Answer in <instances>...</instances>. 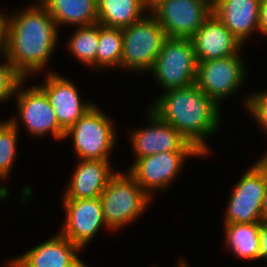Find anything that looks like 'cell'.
Instances as JSON below:
<instances>
[{"label":"cell","instance_id":"cell-18","mask_svg":"<svg viewBox=\"0 0 267 267\" xmlns=\"http://www.w3.org/2000/svg\"><path fill=\"white\" fill-rule=\"evenodd\" d=\"M63 199H91L100 197L110 179L117 173L108 160L78 161Z\"/></svg>","mask_w":267,"mask_h":267},{"label":"cell","instance_id":"cell-6","mask_svg":"<svg viewBox=\"0 0 267 267\" xmlns=\"http://www.w3.org/2000/svg\"><path fill=\"white\" fill-rule=\"evenodd\" d=\"M197 66L191 39L167 37L149 74L164 91L187 88L195 84Z\"/></svg>","mask_w":267,"mask_h":267},{"label":"cell","instance_id":"cell-24","mask_svg":"<svg viewBox=\"0 0 267 267\" xmlns=\"http://www.w3.org/2000/svg\"><path fill=\"white\" fill-rule=\"evenodd\" d=\"M19 132L9 119L0 125V180L9 178L12 171L17 155Z\"/></svg>","mask_w":267,"mask_h":267},{"label":"cell","instance_id":"cell-13","mask_svg":"<svg viewBox=\"0 0 267 267\" xmlns=\"http://www.w3.org/2000/svg\"><path fill=\"white\" fill-rule=\"evenodd\" d=\"M146 112L149 126L130 130L134 162L160 152L198 151L172 125L160 119L151 109L148 108Z\"/></svg>","mask_w":267,"mask_h":267},{"label":"cell","instance_id":"cell-30","mask_svg":"<svg viewBox=\"0 0 267 267\" xmlns=\"http://www.w3.org/2000/svg\"><path fill=\"white\" fill-rule=\"evenodd\" d=\"M262 217L263 221L267 222V189L262 203Z\"/></svg>","mask_w":267,"mask_h":267},{"label":"cell","instance_id":"cell-10","mask_svg":"<svg viewBox=\"0 0 267 267\" xmlns=\"http://www.w3.org/2000/svg\"><path fill=\"white\" fill-rule=\"evenodd\" d=\"M245 67L239 52L220 59L198 62L195 85L218 105L245 83Z\"/></svg>","mask_w":267,"mask_h":267},{"label":"cell","instance_id":"cell-11","mask_svg":"<svg viewBox=\"0 0 267 267\" xmlns=\"http://www.w3.org/2000/svg\"><path fill=\"white\" fill-rule=\"evenodd\" d=\"M189 156L204 157L199 151L160 152L137 159L127 172L153 198L154 191L168 188L177 179Z\"/></svg>","mask_w":267,"mask_h":267},{"label":"cell","instance_id":"cell-25","mask_svg":"<svg viewBox=\"0 0 267 267\" xmlns=\"http://www.w3.org/2000/svg\"><path fill=\"white\" fill-rule=\"evenodd\" d=\"M1 56L5 60L0 64V104L14 97L17 85L23 80L4 51Z\"/></svg>","mask_w":267,"mask_h":267},{"label":"cell","instance_id":"cell-32","mask_svg":"<svg viewBox=\"0 0 267 267\" xmlns=\"http://www.w3.org/2000/svg\"><path fill=\"white\" fill-rule=\"evenodd\" d=\"M6 266L7 267H22L14 258L11 260H8V262L6 261Z\"/></svg>","mask_w":267,"mask_h":267},{"label":"cell","instance_id":"cell-19","mask_svg":"<svg viewBox=\"0 0 267 267\" xmlns=\"http://www.w3.org/2000/svg\"><path fill=\"white\" fill-rule=\"evenodd\" d=\"M58 27L90 26L98 23L97 0H38Z\"/></svg>","mask_w":267,"mask_h":267},{"label":"cell","instance_id":"cell-3","mask_svg":"<svg viewBox=\"0 0 267 267\" xmlns=\"http://www.w3.org/2000/svg\"><path fill=\"white\" fill-rule=\"evenodd\" d=\"M126 172L117 171L100 195L105 223L110 231L119 230L136 221L152 201Z\"/></svg>","mask_w":267,"mask_h":267},{"label":"cell","instance_id":"cell-2","mask_svg":"<svg viewBox=\"0 0 267 267\" xmlns=\"http://www.w3.org/2000/svg\"><path fill=\"white\" fill-rule=\"evenodd\" d=\"M150 105L160 119L172 125L205 157L210 155L209 138L219 129L220 105L206 96L195 84L170 89Z\"/></svg>","mask_w":267,"mask_h":267},{"label":"cell","instance_id":"cell-12","mask_svg":"<svg viewBox=\"0 0 267 267\" xmlns=\"http://www.w3.org/2000/svg\"><path fill=\"white\" fill-rule=\"evenodd\" d=\"M65 222L59 233L78 245L82 250L105 227L100 197L91 199H62Z\"/></svg>","mask_w":267,"mask_h":267},{"label":"cell","instance_id":"cell-15","mask_svg":"<svg viewBox=\"0 0 267 267\" xmlns=\"http://www.w3.org/2000/svg\"><path fill=\"white\" fill-rule=\"evenodd\" d=\"M197 62L236 55L244 46L212 13L191 38Z\"/></svg>","mask_w":267,"mask_h":267},{"label":"cell","instance_id":"cell-34","mask_svg":"<svg viewBox=\"0 0 267 267\" xmlns=\"http://www.w3.org/2000/svg\"><path fill=\"white\" fill-rule=\"evenodd\" d=\"M158 0H144L145 4L150 8L153 4H155Z\"/></svg>","mask_w":267,"mask_h":267},{"label":"cell","instance_id":"cell-17","mask_svg":"<svg viewBox=\"0 0 267 267\" xmlns=\"http://www.w3.org/2000/svg\"><path fill=\"white\" fill-rule=\"evenodd\" d=\"M262 0H216L212 13L243 44L251 38L253 31H259Z\"/></svg>","mask_w":267,"mask_h":267},{"label":"cell","instance_id":"cell-26","mask_svg":"<svg viewBox=\"0 0 267 267\" xmlns=\"http://www.w3.org/2000/svg\"><path fill=\"white\" fill-rule=\"evenodd\" d=\"M244 107L249 111V116L258 122L267 134V91H258L246 97Z\"/></svg>","mask_w":267,"mask_h":267},{"label":"cell","instance_id":"cell-16","mask_svg":"<svg viewBox=\"0 0 267 267\" xmlns=\"http://www.w3.org/2000/svg\"><path fill=\"white\" fill-rule=\"evenodd\" d=\"M82 249L59 232L14 259L22 267H88L78 256Z\"/></svg>","mask_w":267,"mask_h":267},{"label":"cell","instance_id":"cell-14","mask_svg":"<svg viewBox=\"0 0 267 267\" xmlns=\"http://www.w3.org/2000/svg\"><path fill=\"white\" fill-rule=\"evenodd\" d=\"M43 82L37 86L46 94L59 126L65 132L95 105L84 102L75 83L52 70Z\"/></svg>","mask_w":267,"mask_h":267},{"label":"cell","instance_id":"cell-21","mask_svg":"<svg viewBox=\"0 0 267 267\" xmlns=\"http://www.w3.org/2000/svg\"><path fill=\"white\" fill-rule=\"evenodd\" d=\"M225 246L237 256L246 261L258 260L260 223L224 224Z\"/></svg>","mask_w":267,"mask_h":267},{"label":"cell","instance_id":"cell-27","mask_svg":"<svg viewBox=\"0 0 267 267\" xmlns=\"http://www.w3.org/2000/svg\"><path fill=\"white\" fill-rule=\"evenodd\" d=\"M258 259L267 262V222L264 221L260 223Z\"/></svg>","mask_w":267,"mask_h":267},{"label":"cell","instance_id":"cell-9","mask_svg":"<svg viewBox=\"0 0 267 267\" xmlns=\"http://www.w3.org/2000/svg\"><path fill=\"white\" fill-rule=\"evenodd\" d=\"M150 14L163 27L166 37L191 39L212 14L209 0H158Z\"/></svg>","mask_w":267,"mask_h":267},{"label":"cell","instance_id":"cell-31","mask_svg":"<svg viewBox=\"0 0 267 267\" xmlns=\"http://www.w3.org/2000/svg\"><path fill=\"white\" fill-rule=\"evenodd\" d=\"M9 194V190L7 186L2 185V187L0 188V200L3 201L5 198H8Z\"/></svg>","mask_w":267,"mask_h":267},{"label":"cell","instance_id":"cell-5","mask_svg":"<svg viewBox=\"0 0 267 267\" xmlns=\"http://www.w3.org/2000/svg\"><path fill=\"white\" fill-rule=\"evenodd\" d=\"M267 189V152L241 175L234 185L224 224L261 223L262 203Z\"/></svg>","mask_w":267,"mask_h":267},{"label":"cell","instance_id":"cell-4","mask_svg":"<svg viewBox=\"0 0 267 267\" xmlns=\"http://www.w3.org/2000/svg\"><path fill=\"white\" fill-rule=\"evenodd\" d=\"M110 117L95 104L66 132L72 139L77 160H108L117 144L116 130Z\"/></svg>","mask_w":267,"mask_h":267},{"label":"cell","instance_id":"cell-22","mask_svg":"<svg viewBox=\"0 0 267 267\" xmlns=\"http://www.w3.org/2000/svg\"><path fill=\"white\" fill-rule=\"evenodd\" d=\"M67 41L70 55L88 68H96V53L99 41V23L75 28Z\"/></svg>","mask_w":267,"mask_h":267},{"label":"cell","instance_id":"cell-23","mask_svg":"<svg viewBox=\"0 0 267 267\" xmlns=\"http://www.w3.org/2000/svg\"><path fill=\"white\" fill-rule=\"evenodd\" d=\"M123 32L120 28L99 24V41L96 53V68H121Z\"/></svg>","mask_w":267,"mask_h":267},{"label":"cell","instance_id":"cell-33","mask_svg":"<svg viewBox=\"0 0 267 267\" xmlns=\"http://www.w3.org/2000/svg\"><path fill=\"white\" fill-rule=\"evenodd\" d=\"M176 265H177V267H189L188 262H186L184 260V258L181 259V257H180V259L178 261V264H176Z\"/></svg>","mask_w":267,"mask_h":267},{"label":"cell","instance_id":"cell-1","mask_svg":"<svg viewBox=\"0 0 267 267\" xmlns=\"http://www.w3.org/2000/svg\"><path fill=\"white\" fill-rule=\"evenodd\" d=\"M28 6L10 17L2 13L4 53L23 79L44 71L59 39V27L45 7L39 1Z\"/></svg>","mask_w":267,"mask_h":267},{"label":"cell","instance_id":"cell-28","mask_svg":"<svg viewBox=\"0 0 267 267\" xmlns=\"http://www.w3.org/2000/svg\"><path fill=\"white\" fill-rule=\"evenodd\" d=\"M260 24H259V33L267 36V0H262L260 7Z\"/></svg>","mask_w":267,"mask_h":267},{"label":"cell","instance_id":"cell-29","mask_svg":"<svg viewBox=\"0 0 267 267\" xmlns=\"http://www.w3.org/2000/svg\"><path fill=\"white\" fill-rule=\"evenodd\" d=\"M4 23L2 13L0 14V55L4 51Z\"/></svg>","mask_w":267,"mask_h":267},{"label":"cell","instance_id":"cell-7","mask_svg":"<svg viewBox=\"0 0 267 267\" xmlns=\"http://www.w3.org/2000/svg\"><path fill=\"white\" fill-rule=\"evenodd\" d=\"M122 32L121 69L149 72L167 38L163 27L148 13L140 21L123 28Z\"/></svg>","mask_w":267,"mask_h":267},{"label":"cell","instance_id":"cell-8","mask_svg":"<svg viewBox=\"0 0 267 267\" xmlns=\"http://www.w3.org/2000/svg\"><path fill=\"white\" fill-rule=\"evenodd\" d=\"M23 79L16 87L14 99L17 101V117L9 118L10 122L19 129L21 122L33 137H43L52 134L54 139H64L65 131L59 126L56 114L49 103L46 94L37 86L24 89Z\"/></svg>","mask_w":267,"mask_h":267},{"label":"cell","instance_id":"cell-20","mask_svg":"<svg viewBox=\"0 0 267 267\" xmlns=\"http://www.w3.org/2000/svg\"><path fill=\"white\" fill-rule=\"evenodd\" d=\"M148 13L149 7L144 0H97L98 23L105 27L123 29Z\"/></svg>","mask_w":267,"mask_h":267}]
</instances>
